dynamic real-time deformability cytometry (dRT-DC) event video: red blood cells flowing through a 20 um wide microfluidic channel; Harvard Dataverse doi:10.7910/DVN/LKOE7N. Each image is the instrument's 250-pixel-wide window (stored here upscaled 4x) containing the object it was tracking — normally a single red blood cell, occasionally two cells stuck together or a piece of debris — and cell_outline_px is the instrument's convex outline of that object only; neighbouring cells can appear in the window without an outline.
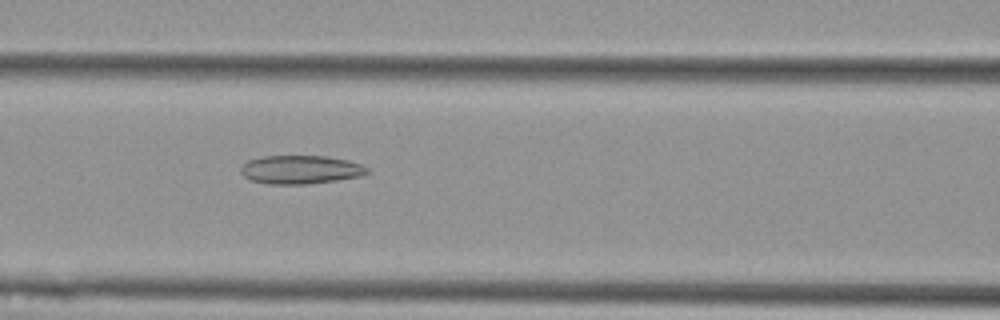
{"species": "Egyptian fruit bat (a non-hibernating species)", "species_latin": "Rousettus aegyptiacus", "temperature_condition": "cold", "stored_images_in_passage": 36, "camera_frame_rate_fps": 3000, "um_per_image_px": 0.085, "animal": {"sex": "female"}, "frame": {"image": 1, "passage_image": 14, "time_ms": 4.333, "image_size_px": [1000, 320], "cell_outline_px": [[372, 172], [360, 176], [336, 180], [308, 184], [268, 184], [252, 180], [244, 176], [240, 172], [240, 168], [248, 160], [264, 156], [328, 156], [348, 160], [360, 164], [368, 168]], "centroid_in_image_um": [25.57, 14.41], "position_along_channel_um": 141.0, "area_um2": 21.04}}
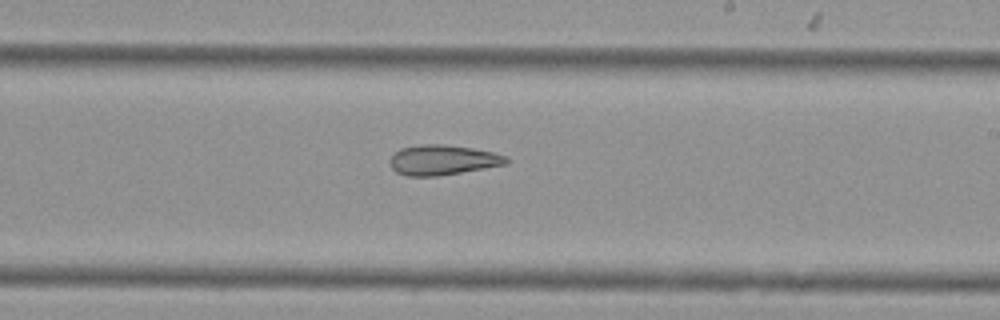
{"frame": {"image": 2, "passage_image": 23, "time_ms": 7.333, "image_size_px": [1000, 320], "cell_outline_px": [[508, 164], [436, 176], [408, 176], [396, 172], [392, 168], [388, 160], [400, 148], [420, 144], [440, 144], [472, 148], [492, 152], [508, 156]], "centroid_in_image_um": [37.61, 13.59], "position_along_channel_um": 251.4, "area_um2": 20.29}}
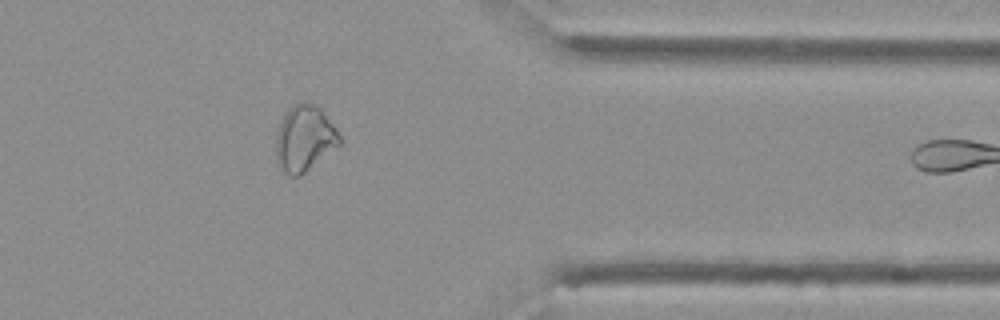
{"frame": {"image": 3, "passage_image": 35, "time_ms": 11.333, "image_size_px": [1000, 320], "cell_outline_px": [[340, 144], [300, 176], [288, 176], [280, 172], [276, 164], [276, 132], [280, 120], [288, 108], [292, 104], [300, 100], [308, 100], [316, 104], [320, 108], [336, 128], [340, 136]], "centroid_in_image_um": [25.83, 11.74], "position_along_channel_um": 385.6, "area_um2": 25.03}}